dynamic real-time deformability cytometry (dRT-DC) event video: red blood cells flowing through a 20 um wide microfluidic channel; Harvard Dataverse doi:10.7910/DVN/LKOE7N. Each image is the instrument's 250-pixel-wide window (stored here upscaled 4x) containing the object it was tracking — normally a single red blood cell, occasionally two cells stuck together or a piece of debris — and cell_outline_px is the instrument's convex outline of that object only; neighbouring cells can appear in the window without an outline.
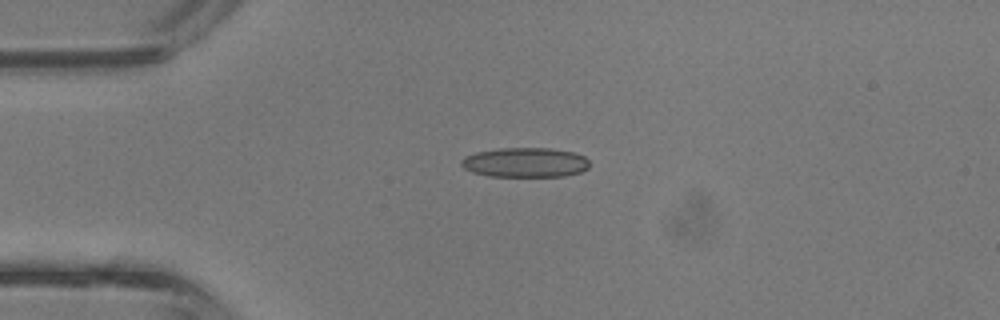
{"species": "common noctule bat (a hibernating species)", "species_latin": "Nyctalus noctula", "temperature_condition": "room temperature", "stored_images_in_passage": 19, "camera_frame_rate_fps": 3000, "um_per_image_px": 0.085, "animal": {"sex": "male", "body_mass_g": 13.3}, "frame": {"image": 1, "passage_image": 1, "time_ms": 0.0, "image_size_px": [1000, 320], "cell_outline_px": [[588, 168], [580, 172], [564, 176], [488, 176], [472, 172], [464, 168], [460, 164], [460, 160], [464, 156], [476, 152], [500, 148], [548, 148], [572, 152], [584, 156], [588, 160]], "centroid_in_image_um": [44.6, 13.81], "position_along_channel_um": 40.4, "area_um2": 22.14}}
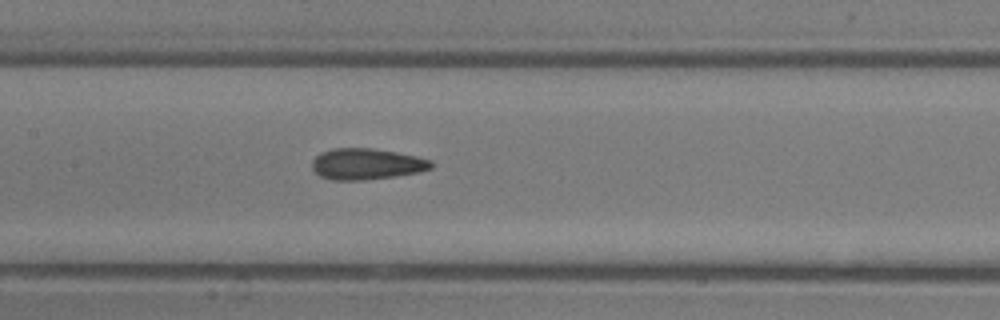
{"frame": {"image": 2, "passage_image": 11, "time_ms": 3.333, "image_size_px": [1000, 320], "cell_outline_px": [[432, 168], [420, 172], [396, 176], [364, 180], [332, 180], [320, 176], [312, 168], [312, 160], [320, 152], [332, 148], [372, 148], [396, 152], [416, 156], [432, 160]], "centroid_in_image_um": [31.15, 13.94], "position_along_channel_um": 176.2, "area_um2": 21.73}}
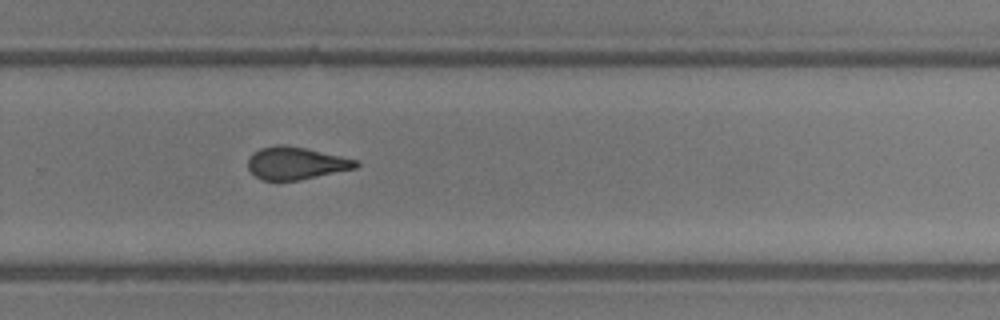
{"frame": {"image": 3, "passage_image": 19, "time_ms": 6.0, "image_size_px": [1000, 320], "cell_outline_px": [[360, 164], [356, 168], [300, 180], [260, 180], [248, 168], [248, 160], [260, 148], [276, 144], [284, 144], [304, 148], [340, 156], [356, 160]], "centroid_in_image_um": [25.15, 13.87], "position_along_channel_um": 304.7, "area_um2": 20.17}}